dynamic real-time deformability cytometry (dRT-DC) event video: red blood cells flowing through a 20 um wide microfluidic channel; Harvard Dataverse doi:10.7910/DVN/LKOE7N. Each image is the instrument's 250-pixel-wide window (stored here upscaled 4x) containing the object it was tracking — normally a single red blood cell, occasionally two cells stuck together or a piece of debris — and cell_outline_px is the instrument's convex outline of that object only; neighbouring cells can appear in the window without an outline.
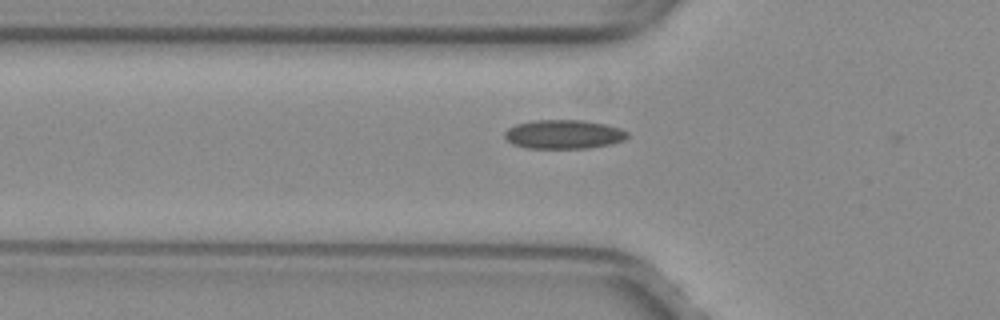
{"species": "common noctule bat (a hibernating species)", "species_latin": "Nyctalus noctula", "temperature_condition": "warm", "stored_images_in_passage": 28, "camera_frame_rate_fps": 3000, "um_per_image_px": 0.085, "animal": {"sex": "female", "body_mass_g": 29.2, "forearm_length_mm": 56.3}, "frame": {"image": 1, "passage_image": 2, "time_ms": 0.333, "image_size_px": [1000, 320], "cell_outline_px": [[628, 136], [624, 140], [608, 144], [588, 148], [528, 148], [512, 144], [504, 136], [504, 132], [508, 128], [516, 124], [532, 120], [584, 120], [608, 124], [620, 128], [628, 132]], "centroid_in_image_um": [47.91, 11.4], "position_along_channel_um": 77.9, "area_um2": 20.81}}
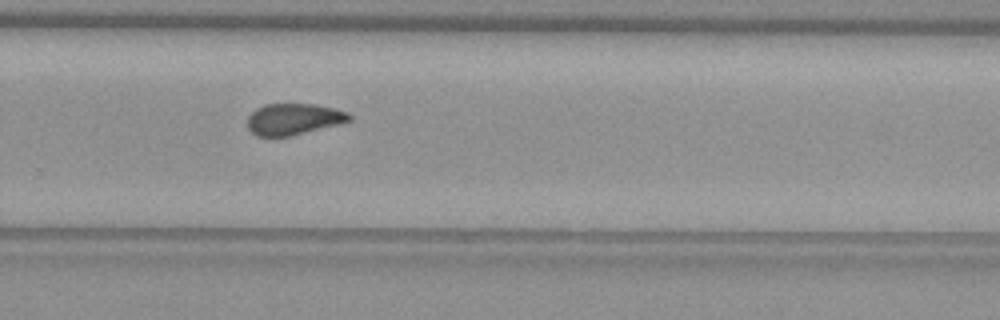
{"frame": {"image": 2, "passage_image": 19, "time_ms": 6.0, "image_size_px": [1000, 320], "cell_outline_px": [[352, 120], [340, 124], [288, 136], [256, 136], [248, 128], [248, 116], [256, 108], [264, 104], [316, 104], [348, 112], [352, 116]], "centroid_in_image_um": [24.96, 10.12], "position_along_channel_um": 304.8, "area_um2": 18.55}}
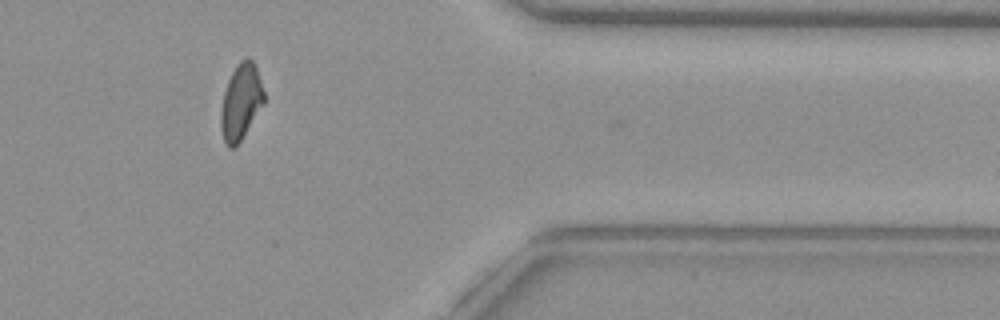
{"frame": {"image": 3, "passage_image": 27, "time_ms": 8.667, "image_size_px": [1000, 320], "cell_outline_px": [[264, 104], [240, 140], [232, 148], [228, 148], [224, 140], [220, 128], [220, 112], [224, 92], [228, 80], [236, 64], [240, 60], [248, 56], [256, 64], [264, 92]], "centroid_in_image_um": [20.47, 8.61], "position_along_channel_um": 390.9, "area_um2": 19.07}, "authors_computed_cell_mechanics": {"area_um2": 19.5364, "velocity_mm_per_s": 4.0033, "shape_relaxation_time_tau1_ms": null, "shape_relaxation_time_tau2_ms": 2.0729, "deformation_change_tau1": null, "deformation_change_tau2": 0.0767}}